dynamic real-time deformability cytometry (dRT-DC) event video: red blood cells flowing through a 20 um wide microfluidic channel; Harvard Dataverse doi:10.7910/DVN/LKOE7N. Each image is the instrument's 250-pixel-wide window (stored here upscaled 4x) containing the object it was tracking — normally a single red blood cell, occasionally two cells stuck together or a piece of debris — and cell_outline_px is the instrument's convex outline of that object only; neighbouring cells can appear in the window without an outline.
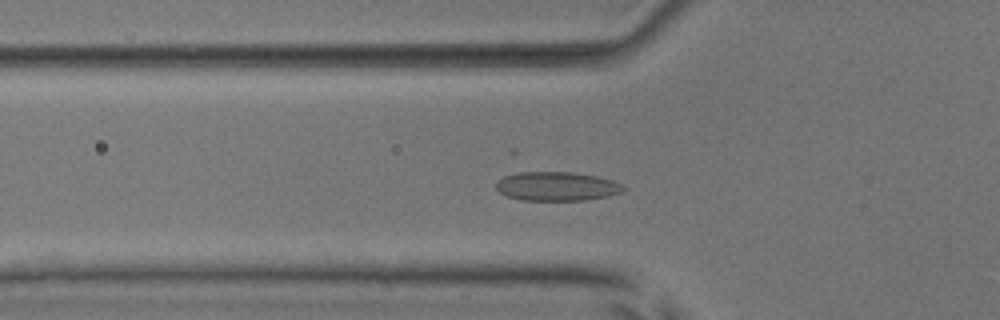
{"species": "common noctule bat (a hibernating species)", "species_latin": "Nyctalus noctula", "temperature_condition": "room temperature", "stored_images_in_passage": 44, "camera_frame_rate_fps": 3000, "um_per_image_px": 0.085, "animal": {"sex": "male", "body_mass_g": 17.9, "forearm_length_mm": 54.2}, "frame": {"image": 1, "passage_image": 14, "time_ms": 4.333, "image_size_px": [1000, 320], "cell_outline_px": [[624, 188], [620, 192], [608, 196], [584, 200], [520, 200], [508, 196], [500, 192], [496, 188], [496, 180], [504, 176], [520, 172], [572, 172], [596, 176], [612, 180], [620, 184]], "centroid_in_image_um": [47.28, 15.83], "position_along_channel_um": 78.5, "area_um2": 21.33}}
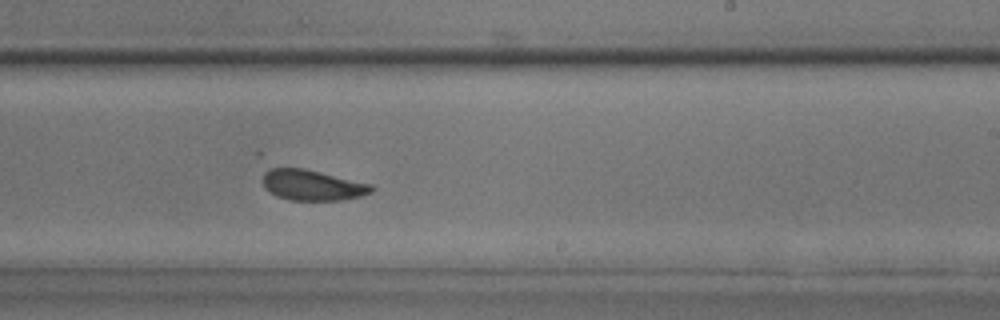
{"frame": {"image": 2, "passage_image": 28, "time_ms": 9.0, "image_size_px": [1000, 320], "cell_outline_px": [[376, 188], [372, 192], [360, 196], [340, 200], [288, 200], [276, 196], [264, 188], [264, 164], [268, 164], [304, 168], [372, 184]], "centroid_in_image_um": [26.45, 15.68], "position_along_channel_um": 262.6, "area_um2": 20.11}}
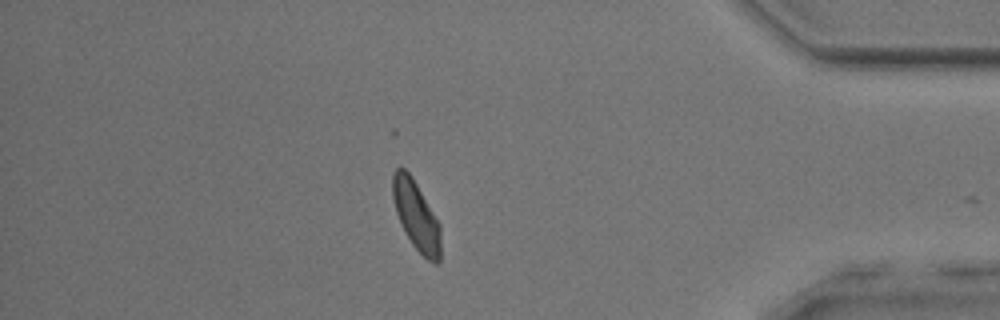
{"frame": {"image": 3, "passage_image": 41, "time_ms": 13.333, "image_size_px": [1000, 320], "cell_outline_px": [[440, 260], [436, 264], [428, 260], [412, 244], [396, 212], [392, 196], [392, 176], [396, 168], [404, 168], [412, 176], [440, 224]], "centroid_in_image_um": [35.38, 18.3], "position_along_channel_um": 399.8, "area_um2": 19.02}, "authors_computed_cell_mechanics": {"area_um2": 20.3745, "velocity_mm_per_s": 3.951, "shape_relaxation_time_tau1_ms": 3.7794, "shape_relaxation_time_tau2_ms": 2.2565, "deformation_change_tau1": 0.0826, "deformation_change_tau2": 0.0932}}